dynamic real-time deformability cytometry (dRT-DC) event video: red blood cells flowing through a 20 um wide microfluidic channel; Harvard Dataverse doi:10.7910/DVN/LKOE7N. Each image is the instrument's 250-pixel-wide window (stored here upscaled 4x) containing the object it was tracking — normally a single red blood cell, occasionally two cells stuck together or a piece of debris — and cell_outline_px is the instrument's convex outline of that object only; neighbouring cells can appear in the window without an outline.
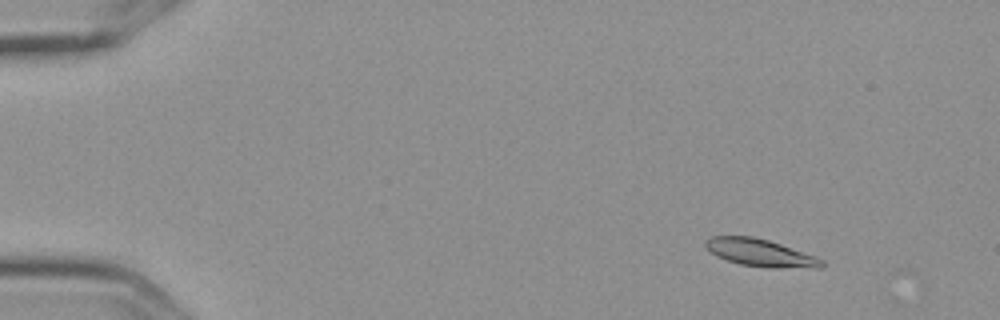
{"species": "Egyptian fruit bat (a non-hibernating species)", "species_latin": "Rousettus aegyptiacus", "temperature_condition": "cold", "stored_images_in_passage": 5, "camera_frame_rate_fps": 3000, "um_per_image_px": 0.085, "frame": {"image": 1, "passage_image": 2, "time_ms": 0.333, "image_size_px": [1000, 320], "cell_outline_px": [[824, 268], [768, 268], [740, 264], [716, 256], [704, 244], [704, 240], [712, 236], [752, 236], [768, 240], [816, 256], [824, 260]], "centroid_in_image_um": [64.67, 21.5], "position_along_channel_um": 20.3, "area_um2": 18.61}}